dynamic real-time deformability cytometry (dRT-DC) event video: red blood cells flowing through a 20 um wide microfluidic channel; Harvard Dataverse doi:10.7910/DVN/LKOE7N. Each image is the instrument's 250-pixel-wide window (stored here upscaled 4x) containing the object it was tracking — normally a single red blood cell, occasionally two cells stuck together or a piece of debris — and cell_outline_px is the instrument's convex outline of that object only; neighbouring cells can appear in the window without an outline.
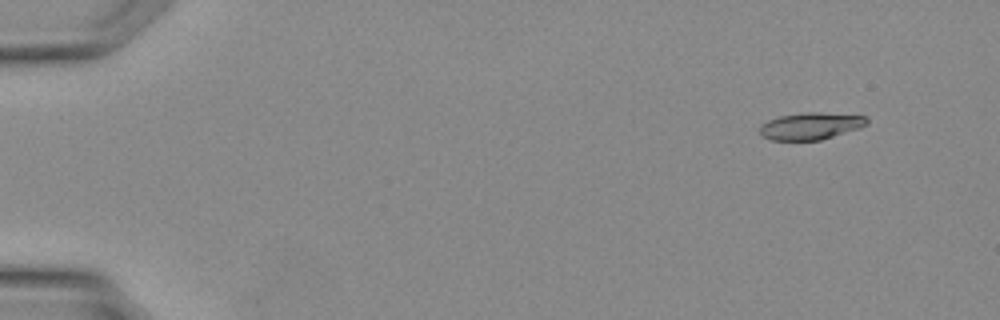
{"species": "Egyptian fruit bat (a non-hibernating species)", "species_latin": "Rousettus aegyptiacus", "temperature_condition": "warm", "stored_images_in_passage": 6, "camera_frame_rate_fps": 3000, "um_per_image_px": 0.085, "animal": {"sex": "female"}, "frame": {"image": 1, "passage_image": 1, "time_ms": 0.0, "image_size_px": [1000, 320], "cell_outline_px": [[868, 124], [860, 128], [820, 140], [772, 140], [760, 136], [760, 124], [768, 120], [780, 116], [804, 112], [820, 112], [868, 116]], "centroid_in_image_um": [68.91, 10.7], "position_along_channel_um": 16.1, "area_um2": 16.99}}